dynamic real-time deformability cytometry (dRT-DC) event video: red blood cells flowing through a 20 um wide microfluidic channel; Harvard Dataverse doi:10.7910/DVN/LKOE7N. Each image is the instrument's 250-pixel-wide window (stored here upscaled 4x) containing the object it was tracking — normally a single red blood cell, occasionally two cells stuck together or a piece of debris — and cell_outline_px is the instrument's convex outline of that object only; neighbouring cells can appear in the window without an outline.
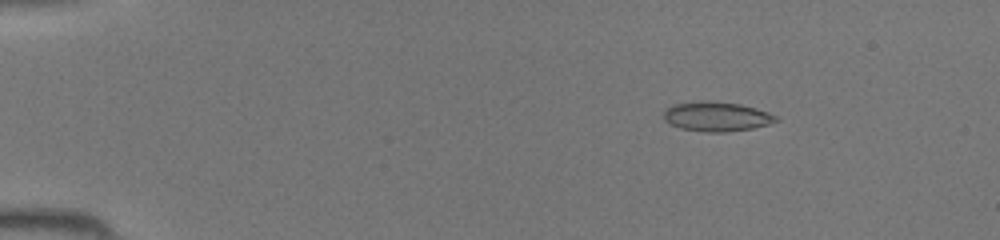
{"species": "common noctule bat (a hibernating species)", "species_latin": "Nyctalus noctula", "temperature_condition": "room temperature", "stored_images_in_passage": 45, "camera_frame_rate_fps": 3000, "um_per_image_px": 0.085, "animal": {"sex": "female", "body_mass_g": 19.5, "forearm_length_mm": 54.1}, "frame": {"image": 1, "passage_image": 7, "time_ms": 2.0, "image_size_px": [1000, 240], "cell_outline_px": [[780, 120], [768, 124], [752, 128], [728, 132], [704, 132], [680, 128], [664, 120], [664, 108], [672, 104], [700, 100], [704, 100], [740, 104], [756, 108], [768, 112], [776, 116]], "centroid_in_image_um": [60.88, 9.89], "position_along_channel_um": 24.1, "area_um2": 19.48}}
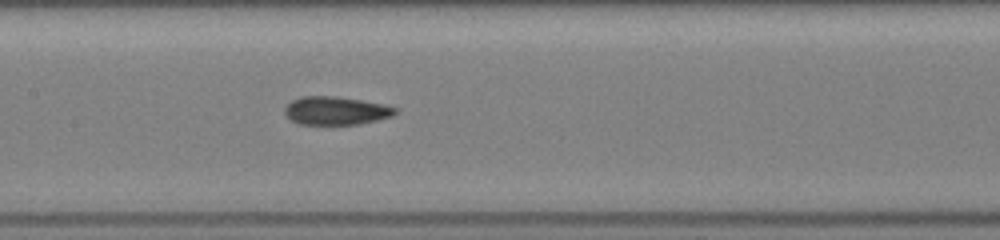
{"frame": {"image": 2, "passage_image": 23, "time_ms": 7.333, "image_size_px": [1000, 240], "cell_outline_px": [[400, 112], [392, 116], [360, 124], [300, 124], [292, 120], [284, 112], [284, 108], [292, 100], [300, 96], [336, 96], [384, 104], [400, 108]], "centroid_in_image_um": [28.6, 9.4], "position_along_channel_um": 178.8, "area_um2": 18.26}}
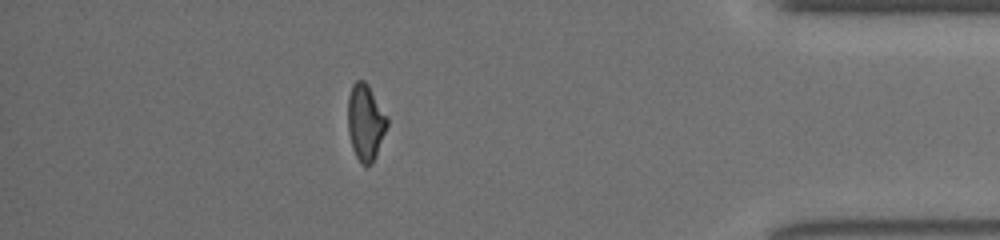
{"frame": {"image": 3, "passage_image": 40, "time_ms": 13.0, "image_size_px": [1000, 240], "cell_outline_px": [[388, 124], [376, 156], [372, 164], [364, 168], [360, 164], [352, 148], [348, 132], [348, 96], [352, 84], [356, 80], [364, 80], [368, 84], [388, 116]], "centroid_in_image_um": [31.07, 10.41], "position_along_channel_um": 404.1, "area_um2": 17.8}}